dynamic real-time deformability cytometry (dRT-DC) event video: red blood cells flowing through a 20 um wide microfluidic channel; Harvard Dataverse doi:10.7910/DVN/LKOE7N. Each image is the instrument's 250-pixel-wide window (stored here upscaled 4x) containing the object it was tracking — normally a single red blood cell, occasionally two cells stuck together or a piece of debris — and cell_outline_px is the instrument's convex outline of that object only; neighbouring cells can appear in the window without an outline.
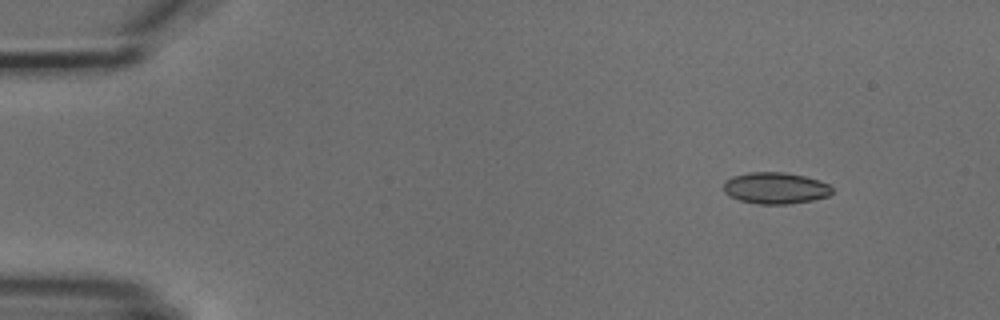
{"species": "common noctule bat (a hibernating species)", "species_latin": "Nyctalus noctula", "temperature_condition": "cold", "stored_images_in_passage": 4, "camera_frame_rate_fps": 3000, "um_per_image_px": 0.085, "animal": {"sex": "male", "body_mass_g": 18.8}, "frame": {"image": 1, "passage_image": 1, "time_ms": 0.0, "image_size_px": [1000, 320], "cell_outline_px": [[832, 192], [828, 196], [812, 200], [788, 204], [756, 204], [740, 200], [724, 192], [724, 180], [732, 176], [748, 172], [784, 172], [804, 176], [820, 180], [828, 184], [832, 188]], "centroid_in_image_um": [65.9, 15.98], "position_along_channel_um": 19.1, "area_um2": 19.94}}
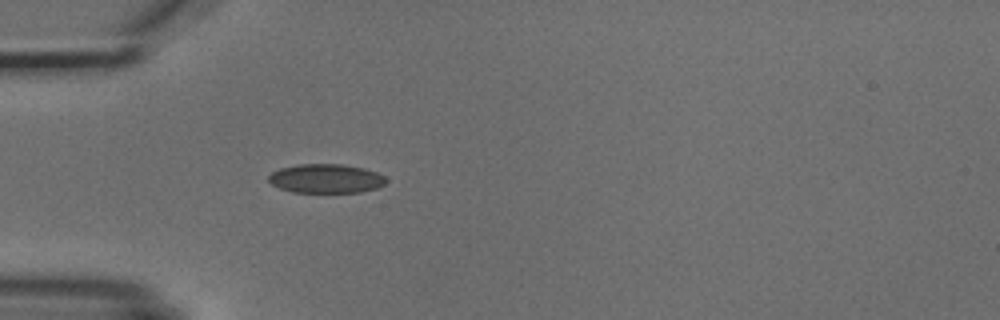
{"frame": {"image": 2, "passage_image": 4, "time_ms": 3.333, "image_size_px": [1000, 320], "cell_outline_px": [[388, 180], [384, 184], [376, 188], [360, 192], [292, 192], [280, 188], [272, 184], [268, 180], [268, 176], [272, 172], [280, 168], [300, 164], [344, 164], [364, 168], [376, 172], [384, 176]], "centroid_in_image_um": [27.71, 15.17], "position_along_channel_um": 57.3, "area_um2": 19.88}}